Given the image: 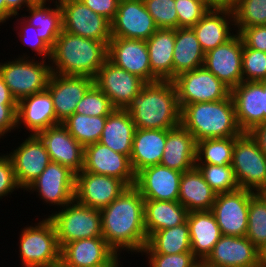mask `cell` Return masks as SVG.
Listing matches in <instances>:
<instances>
[{
    "label": "cell",
    "instance_id": "obj_1",
    "mask_svg": "<svg viewBox=\"0 0 266 267\" xmlns=\"http://www.w3.org/2000/svg\"><path fill=\"white\" fill-rule=\"evenodd\" d=\"M102 236L118 254L128 252L137 257L147 244L144 224V198L133 185L110 205L100 210ZM130 251V252H129Z\"/></svg>",
    "mask_w": 266,
    "mask_h": 267
},
{
    "label": "cell",
    "instance_id": "obj_2",
    "mask_svg": "<svg viewBox=\"0 0 266 267\" xmlns=\"http://www.w3.org/2000/svg\"><path fill=\"white\" fill-rule=\"evenodd\" d=\"M125 110L135 127L170 130L180 125V107L172 81L146 83Z\"/></svg>",
    "mask_w": 266,
    "mask_h": 267
},
{
    "label": "cell",
    "instance_id": "obj_3",
    "mask_svg": "<svg viewBox=\"0 0 266 267\" xmlns=\"http://www.w3.org/2000/svg\"><path fill=\"white\" fill-rule=\"evenodd\" d=\"M107 54V43L62 30L51 48V71L55 74L88 76L94 79L108 59Z\"/></svg>",
    "mask_w": 266,
    "mask_h": 267
},
{
    "label": "cell",
    "instance_id": "obj_4",
    "mask_svg": "<svg viewBox=\"0 0 266 267\" xmlns=\"http://www.w3.org/2000/svg\"><path fill=\"white\" fill-rule=\"evenodd\" d=\"M180 124L196 142L210 138L237 137L242 134L231 95L220 101L185 105L181 109Z\"/></svg>",
    "mask_w": 266,
    "mask_h": 267
},
{
    "label": "cell",
    "instance_id": "obj_5",
    "mask_svg": "<svg viewBox=\"0 0 266 267\" xmlns=\"http://www.w3.org/2000/svg\"><path fill=\"white\" fill-rule=\"evenodd\" d=\"M40 219L20 229V264L22 267H60L61 248L54 224L48 217Z\"/></svg>",
    "mask_w": 266,
    "mask_h": 267
},
{
    "label": "cell",
    "instance_id": "obj_6",
    "mask_svg": "<svg viewBox=\"0 0 266 267\" xmlns=\"http://www.w3.org/2000/svg\"><path fill=\"white\" fill-rule=\"evenodd\" d=\"M27 54L0 62V75L17 102L47 89L52 74L50 60L31 59Z\"/></svg>",
    "mask_w": 266,
    "mask_h": 267
},
{
    "label": "cell",
    "instance_id": "obj_7",
    "mask_svg": "<svg viewBox=\"0 0 266 267\" xmlns=\"http://www.w3.org/2000/svg\"><path fill=\"white\" fill-rule=\"evenodd\" d=\"M56 210L44 216L53 222L60 248L69 242L102 236L100 210L84 206L75 199Z\"/></svg>",
    "mask_w": 266,
    "mask_h": 267
},
{
    "label": "cell",
    "instance_id": "obj_8",
    "mask_svg": "<svg viewBox=\"0 0 266 267\" xmlns=\"http://www.w3.org/2000/svg\"><path fill=\"white\" fill-rule=\"evenodd\" d=\"M231 166L240 189L258 193L266 188V155L248 132L235 137Z\"/></svg>",
    "mask_w": 266,
    "mask_h": 267
},
{
    "label": "cell",
    "instance_id": "obj_9",
    "mask_svg": "<svg viewBox=\"0 0 266 267\" xmlns=\"http://www.w3.org/2000/svg\"><path fill=\"white\" fill-rule=\"evenodd\" d=\"M172 82L180 110L188 104L220 101L230 95V89L204 66L183 72Z\"/></svg>",
    "mask_w": 266,
    "mask_h": 267
},
{
    "label": "cell",
    "instance_id": "obj_10",
    "mask_svg": "<svg viewBox=\"0 0 266 267\" xmlns=\"http://www.w3.org/2000/svg\"><path fill=\"white\" fill-rule=\"evenodd\" d=\"M75 181L76 174L72 170L51 161L23 192H36L43 204L61 209L74 200Z\"/></svg>",
    "mask_w": 266,
    "mask_h": 267
},
{
    "label": "cell",
    "instance_id": "obj_11",
    "mask_svg": "<svg viewBox=\"0 0 266 267\" xmlns=\"http://www.w3.org/2000/svg\"><path fill=\"white\" fill-rule=\"evenodd\" d=\"M62 10L63 30L84 38L109 43L111 22L89 9L80 0H58Z\"/></svg>",
    "mask_w": 266,
    "mask_h": 267
},
{
    "label": "cell",
    "instance_id": "obj_12",
    "mask_svg": "<svg viewBox=\"0 0 266 267\" xmlns=\"http://www.w3.org/2000/svg\"><path fill=\"white\" fill-rule=\"evenodd\" d=\"M255 192L238 189L217 194L211 208L222 235L242 237L247 234L250 197Z\"/></svg>",
    "mask_w": 266,
    "mask_h": 267
},
{
    "label": "cell",
    "instance_id": "obj_13",
    "mask_svg": "<svg viewBox=\"0 0 266 267\" xmlns=\"http://www.w3.org/2000/svg\"><path fill=\"white\" fill-rule=\"evenodd\" d=\"M127 187L120 179L82 169L76 174L74 199L84 206L101 210L110 205Z\"/></svg>",
    "mask_w": 266,
    "mask_h": 267
},
{
    "label": "cell",
    "instance_id": "obj_14",
    "mask_svg": "<svg viewBox=\"0 0 266 267\" xmlns=\"http://www.w3.org/2000/svg\"><path fill=\"white\" fill-rule=\"evenodd\" d=\"M94 84L108 96L115 108L125 109L146 82L107 59L98 70Z\"/></svg>",
    "mask_w": 266,
    "mask_h": 267
},
{
    "label": "cell",
    "instance_id": "obj_15",
    "mask_svg": "<svg viewBox=\"0 0 266 267\" xmlns=\"http://www.w3.org/2000/svg\"><path fill=\"white\" fill-rule=\"evenodd\" d=\"M158 29L143 0H120L111 37L148 40Z\"/></svg>",
    "mask_w": 266,
    "mask_h": 267
},
{
    "label": "cell",
    "instance_id": "obj_16",
    "mask_svg": "<svg viewBox=\"0 0 266 267\" xmlns=\"http://www.w3.org/2000/svg\"><path fill=\"white\" fill-rule=\"evenodd\" d=\"M244 43L236 33L226 43L205 53L203 66L230 90L243 81L242 54Z\"/></svg>",
    "mask_w": 266,
    "mask_h": 267
},
{
    "label": "cell",
    "instance_id": "obj_17",
    "mask_svg": "<svg viewBox=\"0 0 266 267\" xmlns=\"http://www.w3.org/2000/svg\"><path fill=\"white\" fill-rule=\"evenodd\" d=\"M7 154L11 158L18 185L24 191L51 162L44 143L37 135H27Z\"/></svg>",
    "mask_w": 266,
    "mask_h": 267
},
{
    "label": "cell",
    "instance_id": "obj_18",
    "mask_svg": "<svg viewBox=\"0 0 266 267\" xmlns=\"http://www.w3.org/2000/svg\"><path fill=\"white\" fill-rule=\"evenodd\" d=\"M93 85L94 79L88 76L51 74L47 90L59 124L75 113L77 104Z\"/></svg>",
    "mask_w": 266,
    "mask_h": 267
},
{
    "label": "cell",
    "instance_id": "obj_19",
    "mask_svg": "<svg viewBox=\"0 0 266 267\" xmlns=\"http://www.w3.org/2000/svg\"><path fill=\"white\" fill-rule=\"evenodd\" d=\"M83 170L120 179L128 186H133L136 181L130 157L114 152L100 142L84 147Z\"/></svg>",
    "mask_w": 266,
    "mask_h": 267
},
{
    "label": "cell",
    "instance_id": "obj_20",
    "mask_svg": "<svg viewBox=\"0 0 266 267\" xmlns=\"http://www.w3.org/2000/svg\"><path fill=\"white\" fill-rule=\"evenodd\" d=\"M107 56L117 67L139 76L146 83H152L146 40L112 37Z\"/></svg>",
    "mask_w": 266,
    "mask_h": 267
},
{
    "label": "cell",
    "instance_id": "obj_21",
    "mask_svg": "<svg viewBox=\"0 0 266 267\" xmlns=\"http://www.w3.org/2000/svg\"><path fill=\"white\" fill-rule=\"evenodd\" d=\"M257 252L246 236L222 235L202 264L205 267H258Z\"/></svg>",
    "mask_w": 266,
    "mask_h": 267
},
{
    "label": "cell",
    "instance_id": "obj_22",
    "mask_svg": "<svg viewBox=\"0 0 266 267\" xmlns=\"http://www.w3.org/2000/svg\"><path fill=\"white\" fill-rule=\"evenodd\" d=\"M191 28L194 30L203 52L207 53L226 43L236 34L232 7H211Z\"/></svg>",
    "mask_w": 266,
    "mask_h": 267
},
{
    "label": "cell",
    "instance_id": "obj_23",
    "mask_svg": "<svg viewBox=\"0 0 266 267\" xmlns=\"http://www.w3.org/2000/svg\"><path fill=\"white\" fill-rule=\"evenodd\" d=\"M181 175L178 170L157 164L140 170L134 186L144 199L178 201Z\"/></svg>",
    "mask_w": 266,
    "mask_h": 267
},
{
    "label": "cell",
    "instance_id": "obj_24",
    "mask_svg": "<svg viewBox=\"0 0 266 267\" xmlns=\"http://www.w3.org/2000/svg\"><path fill=\"white\" fill-rule=\"evenodd\" d=\"M44 143L50 160L79 173L84 166V147L61 124L37 134Z\"/></svg>",
    "mask_w": 266,
    "mask_h": 267
},
{
    "label": "cell",
    "instance_id": "obj_25",
    "mask_svg": "<svg viewBox=\"0 0 266 267\" xmlns=\"http://www.w3.org/2000/svg\"><path fill=\"white\" fill-rule=\"evenodd\" d=\"M117 255L103 236L80 239L61 248L60 267H101Z\"/></svg>",
    "mask_w": 266,
    "mask_h": 267
},
{
    "label": "cell",
    "instance_id": "obj_26",
    "mask_svg": "<svg viewBox=\"0 0 266 267\" xmlns=\"http://www.w3.org/2000/svg\"><path fill=\"white\" fill-rule=\"evenodd\" d=\"M16 116L17 131L20 132L18 129L24 126L26 132H31L30 135H37L59 124L51 94L47 89L21 99L17 103Z\"/></svg>",
    "mask_w": 266,
    "mask_h": 267
},
{
    "label": "cell",
    "instance_id": "obj_27",
    "mask_svg": "<svg viewBox=\"0 0 266 267\" xmlns=\"http://www.w3.org/2000/svg\"><path fill=\"white\" fill-rule=\"evenodd\" d=\"M238 125L242 132L264 123V90L258 81H242L230 90Z\"/></svg>",
    "mask_w": 266,
    "mask_h": 267
},
{
    "label": "cell",
    "instance_id": "obj_28",
    "mask_svg": "<svg viewBox=\"0 0 266 267\" xmlns=\"http://www.w3.org/2000/svg\"><path fill=\"white\" fill-rule=\"evenodd\" d=\"M197 142L181 124L166 130V142L160 164L185 172L196 165Z\"/></svg>",
    "mask_w": 266,
    "mask_h": 267
},
{
    "label": "cell",
    "instance_id": "obj_29",
    "mask_svg": "<svg viewBox=\"0 0 266 267\" xmlns=\"http://www.w3.org/2000/svg\"><path fill=\"white\" fill-rule=\"evenodd\" d=\"M191 252L202 263L222 234L211 211H191L187 215Z\"/></svg>",
    "mask_w": 266,
    "mask_h": 267
},
{
    "label": "cell",
    "instance_id": "obj_30",
    "mask_svg": "<svg viewBox=\"0 0 266 267\" xmlns=\"http://www.w3.org/2000/svg\"><path fill=\"white\" fill-rule=\"evenodd\" d=\"M152 82L173 80L175 29L159 28L146 40Z\"/></svg>",
    "mask_w": 266,
    "mask_h": 267
},
{
    "label": "cell",
    "instance_id": "obj_31",
    "mask_svg": "<svg viewBox=\"0 0 266 267\" xmlns=\"http://www.w3.org/2000/svg\"><path fill=\"white\" fill-rule=\"evenodd\" d=\"M166 142V130L136 128L130 162L137 174L146 167L160 164Z\"/></svg>",
    "mask_w": 266,
    "mask_h": 267
},
{
    "label": "cell",
    "instance_id": "obj_32",
    "mask_svg": "<svg viewBox=\"0 0 266 267\" xmlns=\"http://www.w3.org/2000/svg\"><path fill=\"white\" fill-rule=\"evenodd\" d=\"M216 195L196 166L182 173L178 201L188 212L210 211Z\"/></svg>",
    "mask_w": 266,
    "mask_h": 267
},
{
    "label": "cell",
    "instance_id": "obj_33",
    "mask_svg": "<svg viewBox=\"0 0 266 267\" xmlns=\"http://www.w3.org/2000/svg\"><path fill=\"white\" fill-rule=\"evenodd\" d=\"M25 11L28 15L24 13L21 17L34 26L37 35L52 48L63 30L62 10L58 0H51L48 3H32Z\"/></svg>",
    "mask_w": 266,
    "mask_h": 267
},
{
    "label": "cell",
    "instance_id": "obj_34",
    "mask_svg": "<svg viewBox=\"0 0 266 267\" xmlns=\"http://www.w3.org/2000/svg\"><path fill=\"white\" fill-rule=\"evenodd\" d=\"M135 130L130 114L125 109L115 108L107 116L99 142L130 157Z\"/></svg>",
    "mask_w": 266,
    "mask_h": 267
},
{
    "label": "cell",
    "instance_id": "obj_35",
    "mask_svg": "<svg viewBox=\"0 0 266 267\" xmlns=\"http://www.w3.org/2000/svg\"><path fill=\"white\" fill-rule=\"evenodd\" d=\"M188 211L179 201L144 199V224L147 236L184 223Z\"/></svg>",
    "mask_w": 266,
    "mask_h": 267
},
{
    "label": "cell",
    "instance_id": "obj_36",
    "mask_svg": "<svg viewBox=\"0 0 266 267\" xmlns=\"http://www.w3.org/2000/svg\"><path fill=\"white\" fill-rule=\"evenodd\" d=\"M205 53L191 27L175 29L173 79L179 74L203 66Z\"/></svg>",
    "mask_w": 266,
    "mask_h": 267
},
{
    "label": "cell",
    "instance_id": "obj_37",
    "mask_svg": "<svg viewBox=\"0 0 266 267\" xmlns=\"http://www.w3.org/2000/svg\"><path fill=\"white\" fill-rule=\"evenodd\" d=\"M146 245L157 254L191 252L187 220L178 226L153 232Z\"/></svg>",
    "mask_w": 266,
    "mask_h": 267
},
{
    "label": "cell",
    "instance_id": "obj_38",
    "mask_svg": "<svg viewBox=\"0 0 266 267\" xmlns=\"http://www.w3.org/2000/svg\"><path fill=\"white\" fill-rule=\"evenodd\" d=\"M107 116H86L74 113L62 125L83 146L99 142Z\"/></svg>",
    "mask_w": 266,
    "mask_h": 267
},
{
    "label": "cell",
    "instance_id": "obj_39",
    "mask_svg": "<svg viewBox=\"0 0 266 267\" xmlns=\"http://www.w3.org/2000/svg\"><path fill=\"white\" fill-rule=\"evenodd\" d=\"M235 137L210 138L197 142L196 164L231 165Z\"/></svg>",
    "mask_w": 266,
    "mask_h": 267
},
{
    "label": "cell",
    "instance_id": "obj_40",
    "mask_svg": "<svg viewBox=\"0 0 266 267\" xmlns=\"http://www.w3.org/2000/svg\"><path fill=\"white\" fill-rule=\"evenodd\" d=\"M236 33L266 23V0H232Z\"/></svg>",
    "mask_w": 266,
    "mask_h": 267
},
{
    "label": "cell",
    "instance_id": "obj_41",
    "mask_svg": "<svg viewBox=\"0 0 266 267\" xmlns=\"http://www.w3.org/2000/svg\"><path fill=\"white\" fill-rule=\"evenodd\" d=\"M246 237L257 249L266 244V201L259 193L250 197Z\"/></svg>",
    "mask_w": 266,
    "mask_h": 267
},
{
    "label": "cell",
    "instance_id": "obj_42",
    "mask_svg": "<svg viewBox=\"0 0 266 267\" xmlns=\"http://www.w3.org/2000/svg\"><path fill=\"white\" fill-rule=\"evenodd\" d=\"M195 166L216 194L229 193L240 189L231 165L196 164Z\"/></svg>",
    "mask_w": 266,
    "mask_h": 267
},
{
    "label": "cell",
    "instance_id": "obj_43",
    "mask_svg": "<svg viewBox=\"0 0 266 267\" xmlns=\"http://www.w3.org/2000/svg\"><path fill=\"white\" fill-rule=\"evenodd\" d=\"M114 109L108 96L94 84L77 104L75 113L86 116H108Z\"/></svg>",
    "mask_w": 266,
    "mask_h": 267
},
{
    "label": "cell",
    "instance_id": "obj_44",
    "mask_svg": "<svg viewBox=\"0 0 266 267\" xmlns=\"http://www.w3.org/2000/svg\"><path fill=\"white\" fill-rule=\"evenodd\" d=\"M14 16L17 21H15V28L14 31H17L18 40H20L24 46L26 45L34 51V57H37L39 55L40 59L44 60H50L51 57V47L37 35L36 28L34 26H31L29 23H27L22 17ZM18 18V19H17ZM20 25V26H19Z\"/></svg>",
    "mask_w": 266,
    "mask_h": 267
},
{
    "label": "cell",
    "instance_id": "obj_45",
    "mask_svg": "<svg viewBox=\"0 0 266 267\" xmlns=\"http://www.w3.org/2000/svg\"><path fill=\"white\" fill-rule=\"evenodd\" d=\"M140 254L146 256L149 267H198L201 264L192 252L157 254L145 245Z\"/></svg>",
    "mask_w": 266,
    "mask_h": 267
},
{
    "label": "cell",
    "instance_id": "obj_46",
    "mask_svg": "<svg viewBox=\"0 0 266 267\" xmlns=\"http://www.w3.org/2000/svg\"><path fill=\"white\" fill-rule=\"evenodd\" d=\"M147 11L159 28L177 29L178 16L175 0H144Z\"/></svg>",
    "mask_w": 266,
    "mask_h": 267
},
{
    "label": "cell",
    "instance_id": "obj_47",
    "mask_svg": "<svg viewBox=\"0 0 266 267\" xmlns=\"http://www.w3.org/2000/svg\"><path fill=\"white\" fill-rule=\"evenodd\" d=\"M243 81L266 79V52L254 50L244 45L242 54Z\"/></svg>",
    "mask_w": 266,
    "mask_h": 267
},
{
    "label": "cell",
    "instance_id": "obj_48",
    "mask_svg": "<svg viewBox=\"0 0 266 267\" xmlns=\"http://www.w3.org/2000/svg\"><path fill=\"white\" fill-rule=\"evenodd\" d=\"M178 28L194 26L212 7L204 0H175Z\"/></svg>",
    "mask_w": 266,
    "mask_h": 267
},
{
    "label": "cell",
    "instance_id": "obj_49",
    "mask_svg": "<svg viewBox=\"0 0 266 267\" xmlns=\"http://www.w3.org/2000/svg\"><path fill=\"white\" fill-rule=\"evenodd\" d=\"M22 188L18 185L11 158L6 153H0V199L11 196L14 191Z\"/></svg>",
    "mask_w": 266,
    "mask_h": 267
},
{
    "label": "cell",
    "instance_id": "obj_50",
    "mask_svg": "<svg viewBox=\"0 0 266 267\" xmlns=\"http://www.w3.org/2000/svg\"><path fill=\"white\" fill-rule=\"evenodd\" d=\"M248 48L266 52V26L257 25L242 29L238 33Z\"/></svg>",
    "mask_w": 266,
    "mask_h": 267
},
{
    "label": "cell",
    "instance_id": "obj_51",
    "mask_svg": "<svg viewBox=\"0 0 266 267\" xmlns=\"http://www.w3.org/2000/svg\"><path fill=\"white\" fill-rule=\"evenodd\" d=\"M17 103L0 102V139L17 129Z\"/></svg>",
    "mask_w": 266,
    "mask_h": 267
},
{
    "label": "cell",
    "instance_id": "obj_52",
    "mask_svg": "<svg viewBox=\"0 0 266 267\" xmlns=\"http://www.w3.org/2000/svg\"><path fill=\"white\" fill-rule=\"evenodd\" d=\"M93 12L104 16L110 22L114 19L120 0H80Z\"/></svg>",
    "mask_w": 266,
    "mask_h": 267
},
{
    "label": "cell",
    "instance_id": "obj_53",
    "mask_svg": "<svg viewBox=\"0 0 266 267\" xmlns=\"http://www.w3.org/2000/svg\"><path fill=\"white\" fill-rule=\"evenodd\" d=\"M7 7V22L14 16H18L22 10L25 11L32 2L30 0H5Z\"/></svg>",
    "mask_w": 266,
    "mask_h": 267
},
{
    "label": "cell",
    "instance_id": "obj_54",
    "mask_svg": "<svg viewBox=\"0 0 266 267\" xmlns=\"http://www.w3.org/2000/svg\"><path fill=\"white\" fill-rule=\"evenodd\" d=\"M248 133L255 139L261 151L266 155V122L256 125Z\"/></svg>",
    "mask_w": 266,
    "mask_h": 267
},
{
    "label": "cell",
    "instance_id": "obj_55",
    "mask_svg": "<svg viewBox=\"0 0 266 267\" xmlns=\"http://www.w3.org/2000/svg\"><path fill=\"white\" fill-rule=\"evenodd\" d=\"M0 102H17L0 75Z\"/></svg>",
    "mask_w": 266,
    "mask_h": 267
},
{
    "label": "cell",
    "instance_id": "obj_56",
    "mask_svg": "<svg viewBox=\"0 0 266 267\" xmlns=\"http://www.w3.org/2000/svg\"><path fill=\"white\" fill-rule=\"evenodd\" d=\"M258 267H266V244L258 248Z\"/></svg>",
    "mask_w": 266,
    "mask_h": 267
},
{
    "label": "cell",
    "instance_id": "obj_57",
    "mask_svg": "<svg viewBox=\"0 0 266 267\" xmlns=\"http://www.w3.org/2000/svg\"><path fill=\"white\" fill-rule=\"evenodd\" d=\"M5 22L7 24V7L5 0H0V26Z\"/></svg>",
    "mask_w": 266,
    "mask_h": 267
},
{
    "label": "cell",
    "instance_id": "obj_58",
    "mask_svg": "<svg viewBox=\"0 0 266 267\" xmlns=\"http://www.w3.org/2000/svg\"><path fill=\"white\" fill-rule=\"evenodd\" d=\"M209 3L212 7L218 6H231L232 0H204Z\"/></svg>",
    "mask_w": 266,
    "mask_h": 267
},
{
    "label": "cell",
    "instance_id": "obj_59",
    "mask_svg": "<svg viewBox=\"0 0 266 267\" xmlns=\"http://www.w3.org/2000/svg\"><path fill=\"white\" fill-rule=\"evenodd\" d=\"M122 255H117L109 264L101 266V267H123V265L121 264L122 262L120 261V259Z\"/></svg>",
    "mask_w": 266,
    "mask_h": 267
},
{
    "label": "cell",
    "instance_id": "obj_60",
    "mask_svg": "<svg viewBox=\"0 0 266 267\" xmlns=\"http://www.w3.org/2000/svg\"><path fill=\"white\" fill-rule=\"evenodd\" d=\"M264 90V102H265V111H264V122H266V79L258 81Z\"/></svg>",
    "mask_w": 266,
    "mask_h": 267
},
{
    "label": "cell",
    "instance_id": "obj_61",
    "mask_svg": "<svg viewBox=\"0 0 266 267\" xmlns=\"http://www.w3.org/2000/svg\"><path fill=\"white\" fill-rule=\"evenodd\" d=\"M258 193H259V194L265 199V201H266V188L260 190Z\"/></svg>",
    "mask_w": 266,
    "mask_h": 267
},
{
    "label": "cell",
    "instance_id": "obj_62",
    "mask_svg": "<svg viewBox=\"0 0 266 267\" xmlns=\"http://www.w3.org/2000/svg\"><path fill=\"white\" fill-rule=\"evenodd\" d=\"M32 3H45V2H49L51 0H30Z\"/></svg>",
    "mask_w": 266,
    "mask_h": 267
},
{
    "label": "cell",
    "instance_id": "obj_63",
    "mask_svg": "<svg viewBox=\"0 0 266 267\" xmlns=\"http://www.w3.org/2000/svg\"><path fill=\"white\" fill-rule=\"evenodd\" d=\"M198 267H205L202 263Z\"/></svg>",
    "mask_w": 266,
    "mask_h": 267
}]
</instances>
